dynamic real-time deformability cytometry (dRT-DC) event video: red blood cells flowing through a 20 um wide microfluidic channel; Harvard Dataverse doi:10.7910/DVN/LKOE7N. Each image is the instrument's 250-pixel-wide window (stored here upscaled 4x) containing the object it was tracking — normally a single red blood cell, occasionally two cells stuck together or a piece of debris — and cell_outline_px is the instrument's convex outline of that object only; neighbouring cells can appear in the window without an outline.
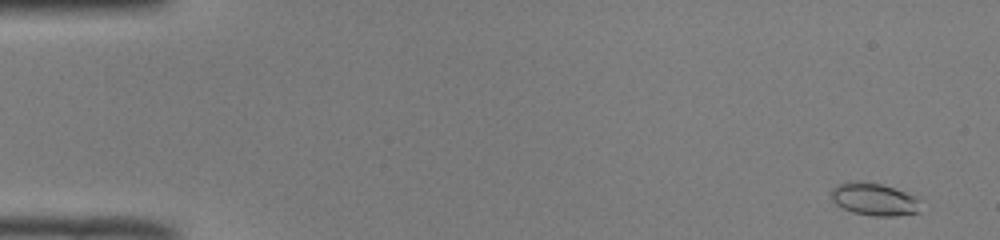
{"species": "common noctule bat (a hibernating species)", "species_latin": "Nyctalus noctula", "temperature_condition": "room temperature", "stored_images_in_passage": 51, "camera_frame_rate_fps": 3000, "um_per_image_px": 0.085, "animal": {"sex": "male", "body_mass_g": 19.0, "forearm_length_mm": 50.8}, "frame": {"image": 1, "passage_image": 2, "time_ms": 0.333, "image_size_px": [1000, 240], "cell_outline_px": [[920, 196], [916, 212], [896, 216], [872, 216], [852, 212], [836, 204], [832, 200], [832, 188], [836, 184], [848, 180], [860, 180], [880, 184]], "centroid_in_image_um": [74.27, 16.91], "position_along_channel_um": 10.7, "area_um2": 17.11}}
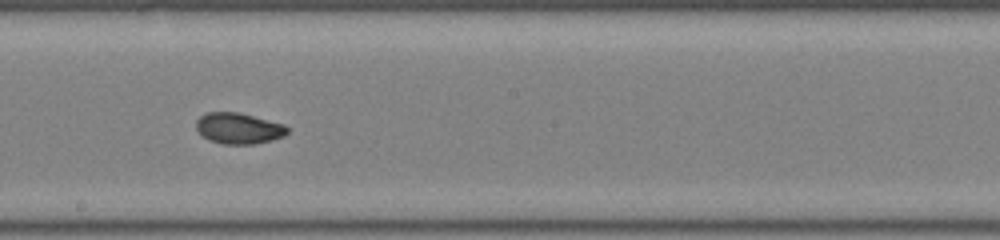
{"frame": {"image": 2, "passage_image": 29, "time_ms": 9.333, "image_size_px": [1000, 240], "cell_outline_px": [[288, 132], [284, 136], [272, 140], [252, 144], [220, 144], [208, 140], [196, 128], [196, 120], [200, 116], [208, 112], [240, 112], [284, 124], [288, 128]], "centroid_in_image_um": [20.29, 10.9], "position_along_channel_um": 227.9, "area_um2": 16.53}}
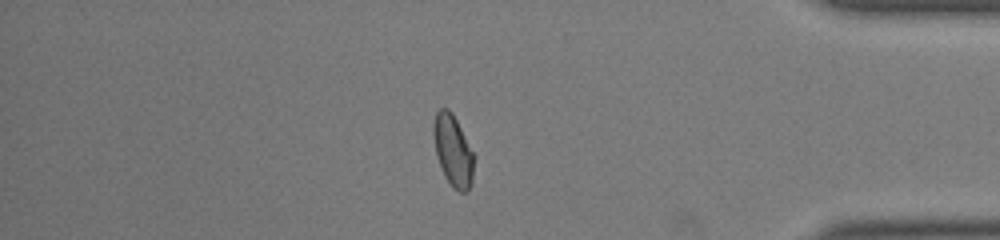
{"frame": {"image": 3, "passage_image": 44, "time_ms": 14.333, "image_size_px": [1000, 240], "cell_outline_px": [[476, 156], [472, 184], [468, 192], [460, 192], [452, 188], [444, 176], [436, 152], [432, 132], [432, 128], [436, 112], [440, 108], [448, 108], [452, 112]], "centroid_in_image_um": [38.54, 12.83], "position_along_channel_um": 396.7, "area_um2": 17.22}, "authors_computed_cell_mechanics": {"area_um2": 16.5886, "velocity_mm_per_s": 3.9569, "shape_relaxation_time_tau1_ms": 5.1196, "shape_relaxation_time_tau2_ms": 1.5593, "deformation_change_tau1": 0.1197, "deformation_change_tau2": 0.0514}}